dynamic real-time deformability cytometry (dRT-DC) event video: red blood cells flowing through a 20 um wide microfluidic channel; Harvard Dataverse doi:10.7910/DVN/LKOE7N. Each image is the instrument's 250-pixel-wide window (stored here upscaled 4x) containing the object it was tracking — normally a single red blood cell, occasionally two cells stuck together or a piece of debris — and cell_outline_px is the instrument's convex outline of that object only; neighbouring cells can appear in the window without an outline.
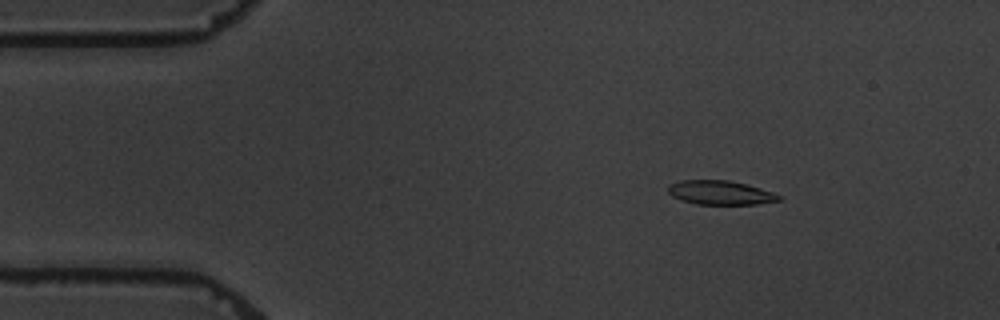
{"species": "common noctule bat (a hibernating species)", "species_latin": "Nyctalus noctula", "temperature_condition": "warm", "stored_images_in_passage": 5, "camera_frame_rate_fps": 3000, "um_per_image_px": 0.085, "animal": {"sex": "male", "body_mass_g": 19.5, "forearm_length_mm": 54.6}, "frame": {"image": 1, "passage_image": 3, "time_ms": 2.333, "image_size_px": [1000, 320], "cell_outline_px": [[780, 200], [756, 204], [696, 204], [680, 200], [672, 196], [668, 192], [668, 184], [680, 180], [728, 180], [760, 188], [772, 192], [780, 196]], "centroid_in_image_um": [61.16, 16.37], "position_along_channel_um": 23.8, "area_um2": 15.43}}